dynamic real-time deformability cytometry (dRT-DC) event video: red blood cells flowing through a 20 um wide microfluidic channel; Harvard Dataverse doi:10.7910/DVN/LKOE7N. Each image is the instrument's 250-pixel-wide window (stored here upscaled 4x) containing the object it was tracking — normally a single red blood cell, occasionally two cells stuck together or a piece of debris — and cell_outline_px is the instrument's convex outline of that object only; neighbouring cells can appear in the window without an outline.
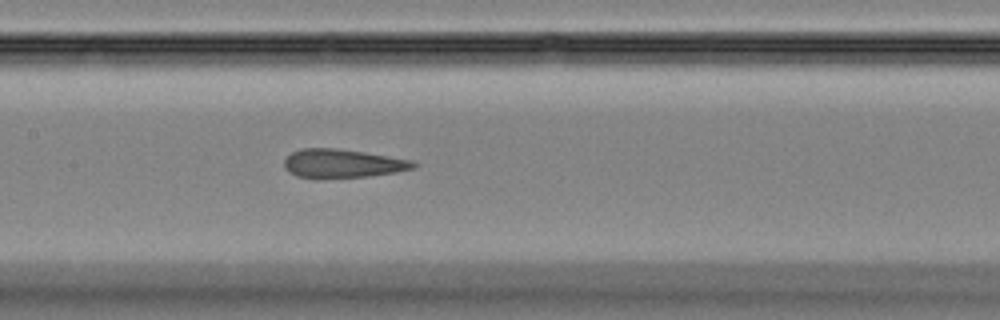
{"species": "Egyptian fruit bat (a non-hibernating species)", "species_latin": "Rousettus aegyptiacus", "temperature_condition": "room temperature", "stored_images_in_passage": 43, "camera_frame_rate_fps": 3000, "um_per_image_px": 0.085, "animal": {"sex": "female"}, "frame": {"image": 1, "passage_image": 20, "time_ms": 6.333, "image_size_px": [1000, 320], "cell_outline_px": [[420, 164], [416, 168], [396, 172], [368, 176], [316, 180], [296, 176], [288, 172], [284, 168], [284, 160], [292, 152], [300, 148], [336, 148], [364, 152], [412, 160]], "centroid_in_image_um": [29.09, 13.92], "position_along_channel_um": 178.3, "area_um2": 22.14}}
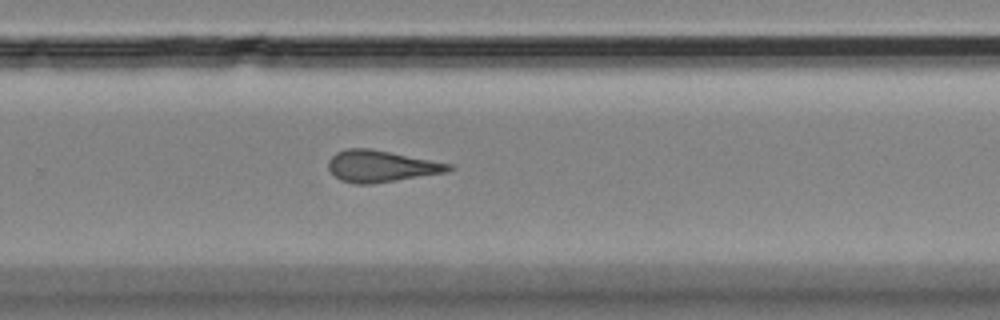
{"frame": {"image": 2, "passage_image": 28, "time_ms": 9.0, "image_size_px": [1000, 320], "cell_outline_px": [[456, 168], [448, 172], [372, 184], [356, 184], [340, 180], [328, 168], [328, 160], [336, 152], [348, 148], [368, 148], [452, 164]], "centroid_in_image_um": [32.4, 14.13], "position_along_channel_um": 297.4, "area_um2": 22.08}}
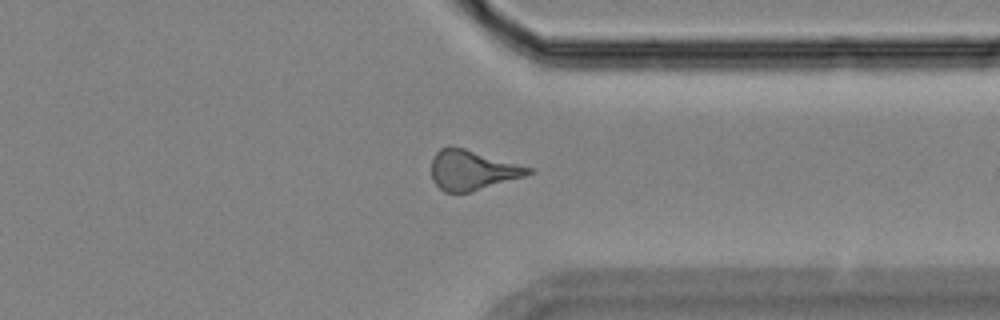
{"frame": {"image": 3, "passage_image": 33, "time_ms": 10.667, "image_size_px": [1000, 320], "cell_outline_px": [[536, 172], [524, 176], [472, 192], [444, 192], [432, 180], [432, 160], [436, 152], [440, 148], [448, 144], [452, 144], [536, 168]], "centroid_in_image_um": [40.18, 14.42], "position_along_channel_um": 371.2, "area_um2": 23.06}}